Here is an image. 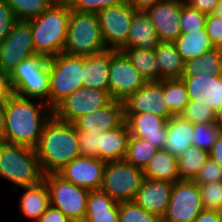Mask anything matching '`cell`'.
I'll return each instance as SVG.
<instances>
[{
    "mask_svg": "<svg viewBox=\"0 0 222 222\" xmlns=\"http://www.w3.org/2000/svg\"><path fill=\"white\" fill-rule=\"evenodd\" d=\"M106 50L98 14L71 9L63 53L86 57Z\"/></svg>",
    "mask_w": 222,
    "mask_h": 222,
    "instance_id": "cell-6",
    "label": "cell"
},
{
    "mask_svg": "<svg viewBox=\"0 0 222 222\" xmlns=\"http://www.w3.org/2000/svg\"><path fill=\"white\" fill-rule=\"evenodd\" d=\"M121 51L126 54L130 62L146 82L159 81L158 63L156 60L155 50L150 51L133 47L123 48Z\"/></svg>",
    "mask_w": 222,
    "mask_h": 222,
    "instance_id": "cell-32",
    "label": "cell"
},
{
    "mask_svg": "<svg viewBox=\"0 0 222 222\" xmlns=\"http://www.w3.org/2000/svg\"><path fill=\"white\" fill-rule=\"evenodd\" d=\"M173 183L145 178L134 202L144 210L163 218L170 201Z\"/></svg>",
    "mask_w": 222,
    "mask_h": 222,
    "instance_id": "cell-20",
    "label": "cell"
},
{
    "mask_svg": "<svg viewBox=\"0 0 222 222\" xmlns=\"http://www.w3.org/2000/svg\"><path fill=\"white\" fill-rule=\"evenodd\" d=\"M70 12L71 8L66 0H57L39 17L28 21L37 55L50 58L63 53Z\"/></svg>",
    "mask_w": 222,
    "mask_h": 222,
    "instance_id": "cell-3",
    "label": "cell"
},
{
    "mask_svg": "<svg viewBox=\"0 0 222 222\" xmlns=\"http://www.w3.org/2000/svg\"><path fill=\"white\" fill-rule=\"evenodd\" d=\"M22 195L19 198V213L27 220L37 221L40 216L51 206L50 193L46 183L42 180L39 184L20 187Z\"/></svg>",
    "mask_w": 222,
    "mask_h": 222,
    "instance_id": "cell-22",
    "label": "cell"
},
{
    "mask_svg": "<svg viewBox=\"0 0 222 222\" xmlns=\"http://www.w3.org/2000/svg\"><path fill=\"white\" fill-rule=\"evenodd\" d=\"M192 181L197 184L221 182L222 167L211 158H208L205 165L197 172Z\"/></svg>",
    "mask_w": 222,
    "mask_h": 222,
    "instance_id": "cell-44",
    "label": "cell"
},
{
    "mask_svg": "<svg viewBox=\"0 0 222 222\" xmlns=\"http://www.w3.org/2000/svg\"><path fill=\"white\" fill-rule=\"evenodd\" d=\"M124 122L123 102L112 99L106 106L82 116L73 124L77 130L101 135L121 126Z\"/></svg>",
    "mask_w": 222,
    "mask_h": 222,
    "instance_id": "cell-18",
    "label": "cell"
},
{
    "mask_svg": "<svg viewBox=\"0 0 222 222\" xmlns=\"http://www.w3.org/2000/svg\"><path fill=\"white\" fill-rule=\"evenodd\" d=\"M180 116L193 124L209 123L215 120V111L202 101L189 100Z\"/></svg>",
    "mask_w": 222,
    "mask_h": 222,
    "instance_id": "cell-39",
    "label": "cell"
},
{
    "mask_svg": "<svg viewBox=\"0 0 222 222\" xmlns=\"http://www.w3.org/2000/svg\"><path fill=\"white\" fill-rule=\"evenodd\" d=\"M10 94L8 78L0 72V101H4Z\"/></svg>",
    "mask_w": 222,
    "mask_h": 222,
    "instance_id": "cell-52",
    "label": "cell"
},
{
    "mask_svg": "<svg viewBox=\"0 0 222 222\" xmlns=\"http://www.w3.org/2000/svg\"><path fill=\"white\" fill-rule=\"evenodd\" d=\"M79 147L75 125L52 115L45 123L35 148L42 174H57L80 156Z\"/></svg>",
    "mask_w": 222,
    "mask_h": 222,
    "instance_id": "cell-2",
    "label": "cell"
},
{
    "mask_svg": "<svg viewBox=\"0 0 222 222\" xmlns=\"http://www.w3.org/2000/svg\"><path fill=\"white\" fill-rule=\"evenodd\" d=\"M49 108L53 111L66 97L83 86V57L60 53L49 58Z\"/></svg>",
    "mask_w": 222,
    "mask_h": 222,
    "instance_id": "cell-7",
    "label": "cell"
},
{
    "mask_svg": "<svg viewBox=\"0 0 222 222\" xmlns=\"http://www.w3.org/2000/svg\"><path fill=\"white\" fill-rule=\"evenodd\" d=\"M49 58L33 55L21 61L7 77L10 92L25 99L44 101L49 107Z\"/></svg>",
    "mask_w": 222,
    "mask_h": 222,
    "instance_id": "cell-5",
    "label": "cell"
},
{
    "mask_svg": "<svg viewBox=\"0 0 222 222\" xmlns=\"http://www.w3.org/2000/svg\"><path fill=\"white\" fill-rule=\"evenodd\" d=\"M163 96L174 116H179L189 102V96L182 79L163 80Z\"/></svg>",
    "mask_w": 222,
    "mask_h": 222,
    "instance_id": "cell-34",
    "label": "cell"
},
{
    "mask_svg": "<svg viewBox=\"0 0 222 222\" xmlns=\"http://www.w3.org/2000/svg\"><path fill=\"white\" fill-rule=\"evenodd\" d=\"M205 28L211 44L222 48V18L208 14Z\"/></svg>",
    "mask_w": 222,
    "mask_h": 222,
    "instance_id": "cell-45",
    "label": "cell"
},
{
    "mask_svg": "<svg viewBox=\"0 0 222 222\" xmlns=\"http://www.w3.org/2000/svg\"><path fill=\"white\" fill-rule=\"evenodd\" d=\"M147 179L160 180L170 183L180 181L177 158L165 149H158L149 163L143 169Z\"/></svg>",
    "mask_w": 222,
    "mask_h": 222,
    "instance_id": "cell-29",
    "label": "cell"
},
{
    "mask_svg": "<svg viewBox=\"0 0 222 222\" xmlns=\"http://www.w3.org/2000/svg\"><path fill=\"white\" fill-rule=\"evenodd\" d=\"M218 212L203 209L194 222H217Z\"/></svg>",
    "mask_w": 222,
    "mask_h": 222,
    "instance_id": "cell-51",
    "label": "cell"
},
{
    "mask_svg": "<svg viewBox=\"0 0 222 222\" xmlns=\"http://www.w3.org/2000/svg\"><path fill=\"white\" fill-rule=\"evenodd\" d=\"M160 43L155 27L144 11H137L131 21L127 48L138 47L153 51Z\"/></svg>",
    "mask_w": 222,
    "mask_h": 222,
    "instance_id": "cell-25",
    "label": "cell"
},
{
    "mask_svg": "<svg viewBox=\"0 0 222 222\" xmlns=\"http://www.w3.org/2000/svg\"><path fill=\"white\" fill-rule=\"evenodd\" d=\"M125 122L129 136L143 138L158 149H164L167 125L164 117L152 113H125Z\"/></svg>",
    "mask_w": 222,
    "mask_h": 222,
    "instance_id": "cell-19",
    "label": "cell"
},
{
    "mask_svg": "<svg viewBox=\"0 0 222 222\" xmlns=\"http://www.w3.org/2000/svg\"><path fill=\"white\" fill-rule=\"evenodd\" d=\"M206 18L207 14L191 7L186 2H182L180 18L181 33L206 29Z\"/></svg>",
    "mask_w": 222,
    "mask_h": 222,
    "instance_id": "cell-40",
    "label": "cell"
},
{
    "mask_svg": "<svg viewBox=\"0 0 222 222\" xmlns=\"http://www.w3.org/2000/svg\"><path fill=\"white\" fill-rule=\"evenodd\" d=\"M112 98L107 91L82 86L66 97L53 115L64 122L74 123L82 116L106 106Z\"/></svg>",
    "mask_w": 222,
    "mask_h": 222,
    "instance_id": "cell-14",
    "label": "cell"
},
{
    "mask_svg": "<svg viewBox=\"0 0 222 222\" xmlns=\"http://www.w3.org/2000/svg\"><path fill=\"white\" fill-rule=\"evenodd\" d=\"M158 63L159 81L166 79H181L184 72V60L177 51L174 42L160 41L155 48Z\"/></svg>",
    "mask_w": 222,
    "mask_h": 222,
    "instance_id": "cell-27",
    "label": "cell"
},
{
    "mask_svg": "<svg viewBox=\"0 0 222 222\" xmlns=\"http://www.w3.org/2000/svg\"><path fill=\"white\" fill-rule=\"evenodd\" d=\"M51 199V206L60 210L72 222H83L90 190L76 186L58 174L43 176Z\"/></svg>",
    "mask_w": 222,
    "mask_h": 222,
    "instance_id": "cell-9",
    "label": "cell"
},
{
    "mask_svg": "<svg viewBox=\"0 0 222 222\" xmlns=\"http://www.w3.org/2000/svg\"><path fill=\"white\" fill-rule=\"evenodd\" d=\"M18 21H29L39 17L57 0H4Z\"/></svg>",
    "mask_w": 222,
    "mask_h": 222,
    "instance_id": "cell-36",
    "label": "cell"
},
{
    "mask_svg": "<svg viewBox=\"0 0 222 222\" xmlns=\"http://www.w3.org/2000/svg\"><path fill=\"white\" fill-rule=\"evenodd\" d=\"M158 148L143 138L129 136L125 160L135 167L144 169Z\"/></svg>",
    "mask_w": 222,
    "mask_h": 222,
    "instance_id": "cell-35",
    "label": "cell"
},
{
    "mask_svg": "<svg viewBox=\"0 0 222 222\" xmlns=\"http://www.w3.org/2000/svg\"><path fill=\"white\" fill-rule=\"evenodd\" d=\"M72 10L98 13L104 8L125 2L126 0H66Z\"/></svg>",
    "mask_w": 222,
    "mask_h": 222,
    "instance_id": "cell-43",
    "label": "cell"
},
{
    "mask_svg": "<svg viewBox=\"0 0 222 222\" xmlns=\"http://www.w3.org/2000/svg\"><path fill=\"white\" fill-rule=\"evenodd\" d=\"M108 93L113 100L123 102L139 90L145 79L138 73L126 54L121 50H110Z\"/></svg>",
    "mask_w": 222,
    "mask_h": 222,
    "instance_id": "cell-13",
    "label": "cell"
},
{
    "mask_svg": "<svg viewBox=\"0 0 222 222\" xmlns=\"http://www.w3.org/2000/svg\"><path fill=\"white\" fill-rule=\"evenodd\" d=\"M33 55L37 54L31 25L28 21L17 20L0 43V72L8 77L21 61Z\"/></svg>",
    "mask_w": 222,
    "mask_h": 222,
    "instance_id": "cell-10",
    "label": "cell"
},
{
    "mask_svg": "<svg viewBox=\"0 0 222 222\" xmlns=\"http://www.w3.org/2000/svg\"><path fill=\"white\" fill-rule=\"evenodd\" d=\"M217 222H222V211H221V212H218Z\"/></svg>",
    "mask_w": 222,
    "mask_h": 222,
    "instance_id": "cell-56",
    "label": "cell"
},
{
    "mask_svg": "<svg viewBox=\"0 0 222 222\" xmlns=\"http://www.w3.org/2000/svg\"><path fill=\"white\" fill-rule=\"evenodd\" d=\"M43 176L35 149L0 142V177L12 183L14 194L20 187L39 184Z\"/></svg>",
    "mask_w": 222,
    "mask_h": 222,
    "instance_id": "cell-4",
    "label": "cell"
},
{
    "mask_svg": "<svg viewBox=\"0 0 222 222\" xmlns=\"http://www.w3.org/2000/svg\"><path fill=\"white\" fill-rule=\"evenodd\" d=\"M110 50L83 57V86L108 92Z\"/></svg>",
    "mask_w": 222,
    "mask_h": 222,
    "instance_id": "cell-23",
    "label": "cell"
},
{
    "mask_svg": "<svg viewBox=\"0 0 222 222\" xmlns=\"http://www.w3.org/2000/svg\"><path fill=\"white\" fill-rule=\"evenodd\" d=\"M204 209L222 211V181L198 184Z\"/></svg>",
    "mask_w": 222,
    "mask_h": 222,
    "instance_id": "cell-41",
    "label": "cell"
},
{
    "mask_svg": "<svg viewBox=\"0 0 222 222\" xmlns=\"http://www.w3.org/2000/svg\"><path fill=\"white\" fill-rule=\"evenodd\" d=\"M214 122L222 131V106L215 111Z\"/></svg>",
    "mask_w": 222,
    "mask_h": 222,
    "instance_id": "cell-54",
    "label": "cell"
},
{
    "mask_svg": "<svg viewBox=\"0 0 222 222\" xmlns=\"http://www.w3.org/2000/svg\"><path fill=\"white\" fill-rule=\"evenodd\" d=\"M204 209L199 186L192 180L173 183L163 222H194Z\"/></svg>",
    "mask_w": 222,
    "mask_h": 222,
    "instance_id": "cell-12",
    "label": "cell"
},
{
    "mask_svg": "<svg viewBox=\"0 0 222 222\" xmlns=\"http://www.w3.org/2000/svg\"><path fill=\"white\" fill-rule=\"evenodd\" d=\"M221 129L214 121L209 123L194 124V133L192 137V146L210 151L213 144L221 135Z\"/></svg>",
    "mask_w": 222,
    "mask_h": 222,
    "instance_id": "cell-38",
    "label": "cell"
},
{
    "mask_svg": "<svg viewBox=\"0 0 222 222\" xmlns=\"http://www.w3.org/2000/svg\"><path fill=\"white\" fill-rule=\"evenodd\" d=\"M174 43L184 62L200 56L214 47L210 42L206 29L181 33Z\"/></svg>",
    "mask_w": 222,
    "mask_h": 222,
    "instance_id": "cell-31",
    "label": "cell"
},
{
    "mask_svg": "<svg viewBox=\"0 0 222 222\" xmlns=\"http://www.w3.org/2000/svg\"><path fill=\"white\" fill-rule=\"evenodd\" d=\"M181 0H164L144 12L153 23L160 41L175 42L181 35Z\"/></svg>",
    "mask_w": 222,
    "mask_h": 222,
    "instance_id": "cell-17",
    "label": "cell"
},
{
    "mask_svg": "<svg viewBox=\"0 0 222 222\" xmlns=\"http://www.w3.org/2000/svg\"><path fill=\"white\" fill-rule=\"evenodd\" d=\"M106 163L99 158L79 156L69 162L57 174L76 186L90 191L100 190Z\"/></svg>",
    "mask_w": 222,
    "mask_h": 222,
    "instance_id": "cell-15",
    "label": "cell"
},
{
    "mask_svg": "<svg viewBox=\"0 0 222 222\" xmlns=\"http://www.w3.org/2000/svg\"><path fill=\"white\" fill-rule=\"evenodd\" d=\"M16 21L11 7L4 0H0V43L9 35Z\"/></svg>",
    "mask_w": 222,
    "mask_h": 222,
    "instance_id": "cell-46",
    "label": "cell"
},
{
    "mask_svg": "<svg viewBox=\"0 0 222 222\" xmlns=\"http://www.w3.org/2000/svg\"><path fill=\"white\" fill-rule=\"evenodd\" d=\"M209 158L222 167V133L209 151Z\"/></svg>",
    "mask_w": 222,
    "mask_h": 222,
    "instance_id": "cell-49",
    "label": "cell"
},
{
    "mask_svg": "<svg viewBox=\"0 0 222 222\" xmlns=\"http://www.w3.org/2000/svg\"><path fill=\"white\" fill-rule=\"evenodd\" d=\"M4 141L35 149L53 111L44 101L10 94L4 100Z\"/></svg>",
    "mask_w": 222,
    "mask_h": 222,
    "instance_id": "cell-1",
    "label": "cell"
},
{
    "mask_svg": "<svg viewBox=\"0 0 222 222\" xmlns=\"http://www.w3.org/2000/svg\"><path fill=\"white\" fill-rule=\"evenodd\" d=\"M143 169L125 159L106 163L101 191L116 202L133 201L144 181Z\"/></svg>",
    "mask_w": 222,
    "mask_h": 222,
    "instance_id": "cell-8",
    "label": "cell"
},
{
    "mask_svg": "<svg viewBox=\"0 0 222 222\" xmlns=\"http://www.w3.org/2000/svg\"><path fill=\"white\" fill-rule=\"evenodd\" d=\"M212 14L222 18V1H219L218 5L216 6V9Z\"/></svg>",
    "mask_w": 222,
    "mask_h": 222,
    "instance_id": "cell-55",
    "label": "cell"
},
{
    "mask_svg": "<svg viewBox=\"0 0 222 222\" xmlns=\"http://www.w3.org/2000/svg\"><path fill=\"white\" fill-rule=\"evenodd\" d=\"M181 79L186 86L189 100L202 101L214 111L222 106V76L205 74Z\"/></svg>",
    "mask_w": 222,
    "mask_h": 222,
    "instance_id": "cell-21",
    "label": "cell"
},
{
    "mask_svg": "<svg viewBox=\"0 0 222 222\" xmlns=\"http://www.w3.org/2000/svg\"><path fill=\"white\" fill-rule=\"evenodd\" d=\"M5 134V109L4 101H0V142L4 141Z\"/></svg>",
    "mask_w": 222,
    "mask_h": 222,
    "instance_id": "cell-53",
    "label": "cell"
},
{
    "mask_svg": "<svg viewBox=\"0 0 222 222\" xmlns=\"http://www.w3.org/2000/svg\"><path fill=\"white\" fill-rule=\"evenodd\" d=\"M194 124L180 115L167 120L164 149L178 158L189 146H192Z\"/></svg>",
    "mask_w": 222,
    "mask_h": 222,
    "instance_id": "cell-24",
    "label": "cell"
},
{
    "mask_svg": "<svg viewBox=\"0 0 222 222\" xmlns=\"http://www.w3.org/2000/svg\"><path fill=\"white\" fill-rule=\"evenodd\" d=\"M125 113H152L166 120L174 116L163 96V80L146 82L139 90L123 101Z\"/></svg>",
    "mask_w": 222,
    "mask_h": 222,
    "instance_id": "cell-16",
    "label": "cell"
},
{
    "mask_svg": "<svg viewBox=\"0 0 222 222\" xmlns=\"http://www.w3.org/2000/svg\"><path fill=\"white\" fill-rule=\"evenodd\" d=\"M209 152L196 146H189L178 158V174L180 180H192L205 165Z\"/></svg>",
    "mask_w": 222,
    "mask_h": 222,
    "instance_id": "cell-33",
    "label": "cell"
},
{
    "mask_svg": "<svg viewBox=\"0 0 222 222\" xmlns=\"http://www.w3.org/2000/svg\"><path fill=\"white\" fill-rule=\"evenodd\" d=\"M161 1L164 0H127L136 11H144L148 7L154 6Z\"/></svg>",
    "mask_w": 222,
    "mask_h": 222,
    "instance_id": "cell-50",
    "label": "cell"
},
{
    "mask_svg": "<svg viewBox=\"0 0 222 222\" xmlns=\"http://www.w3.org/2000/svg\"><path fill=\"white\" fill-rule=\"evenodd\" d=\"M36 222H72L60 210L50 206Z\"/></svg>",
    "mask_w": 222,
    "mask_h": 222,
    "instance_id": "cell-47",
    "label": "cell"
},
{
    "mask_svg": "<svg viewBox=\"0 0 222 222\" xmlns=\"http://www.w3.org/2000/svg\"><path fill=\"white\" fill-rule=\"evenodd\" d=\"M136 12L126 0L97 13L102 37L108 50L127 48L129 29Z\"/></svg>",
    "mask_w": 222,
    "mask_h": 222,
    "instance_id": "cell-11",
    "label": "cell"
},
{
    "mask_svg": "<svg viewBox=\"0 0 222 222\" xmlns=\"http://www.w3.org/2000/svg\"><path fill=\"white\" fill-rule=\"evenodd\" d=\"M205 74L222 76V48L213 47L206 53L184 62L182 77Z\"/></svg>",
    "mask_w": 222,
    "mask_h": 222,
    "instance_id": "cell-30",
    "label": "cell"
},
{
    "mask_svg": "<svg viewBox=\"0 0 222 222\" xmlns=\"http://www.w3.org/2000/svg\"><path fill=\"white\" fill-rule=\"evenodd\" d=\"M119 222H163L162 217L150 213L134 201L119 202Z\"/></svg>",
    "mask_w": 222,
    "mask_h": 222,
    "instance_id": "cell-37",
    "label": "cell"
},
{
    "mask_svg": "<svg viewBox=\"0 0 222 222\" xmlns=\"http://www.w3.org/2000/svg\"><path fill=\"white\" fill-rule=\"evenodd\" d=\"M119 203L101 190L89 192L83 222H119Z\"/></svg>",
    "mask_w": 222,
    "mask_h": 222,
    "instance_id": "cell-26",
    "label": "cell"
},
{
    "mask_svg": "<svg viewBox=\"0 0 222 222\" xmlns=\"http://www.w3.org/2000/svg\"><path fill=\"white\" fill-rule=\"evenodd\" d=\"M80 156L99 158L100 134L77 130Z\"/></svg>",
    "mask_w": 222,
    "mask_h": 222,
    "instance_id": "cell-42",
    "label": "cell"
},
{
    "mask_svg": "<svg viewBox=\"0 0 222 222\" xmlns=\"http://www.w3.org/2000/svg\"><path fill=\"white\" fill-rule=\"evenodd\" d=\"M129 130L126 122L100 135L99 159L110 162L125 158Z\"/></svg>",
    "mask_w": 222,
    "mask_h": 222,
    "instance_id": "cell-28",
    "label": "cell"
},
{
    "mask_svg": "<svg viewBox=\"0 0 222 222\" xmlns=\"http://www.w3.org/2000/svg\"><path fill=\"white\" fill-rule=\"evenodd\" d=\"M220 0H187L191 7L205 14H212Z\"/></svg>",
    "mask_w": 222,
    "mask_h": 222,
    "instance_id": "cell-48",
    "label": "cell"
}]
</instances>
